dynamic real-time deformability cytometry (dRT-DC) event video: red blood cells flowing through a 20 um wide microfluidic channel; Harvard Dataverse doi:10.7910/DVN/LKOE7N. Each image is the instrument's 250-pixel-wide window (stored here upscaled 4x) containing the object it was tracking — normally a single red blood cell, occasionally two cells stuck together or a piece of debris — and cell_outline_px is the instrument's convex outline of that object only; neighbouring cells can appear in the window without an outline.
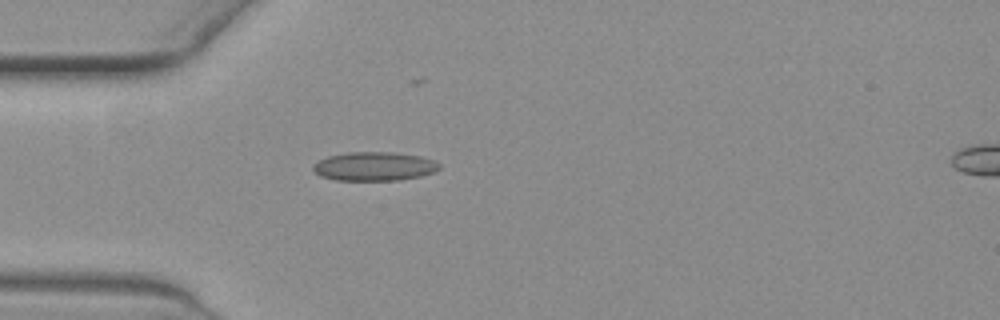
{"species": "common noctule bat (a hibernating species)", "species_latin": "Nyctalus noctula", "temperature_condition": "warm", "stored_images_in_passage": 38, "camera_frame_rate_fps": 3000, "um_per_image_px": 0.085, "animal": {"sex": "female", "body_mass_g": 19.3, "forearm_length_mm": 54.1}, "frame": {"image": 1, "passage_image": 1, "time_ms": 0.0, "image_size_px": [1000, 320], "cell_outline_px": [[408, 176], [372, 180], [352, 180], [328, 176], [320, 172], [344, 156], [380, 156]], "centroid_in_image_um": [30.84, 14.34], "position_along_channel_um": 54.2, "area_um2": 10.64}}
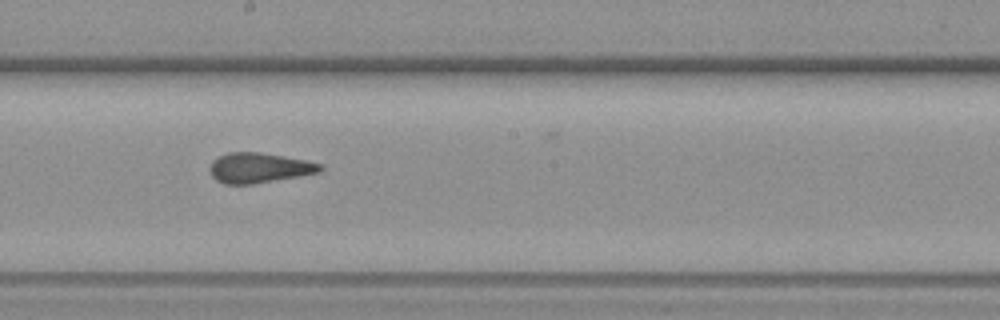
{"frame": {"image": 2, "passage_image": 17, "time_ms": 5.333, "image_size_px": [1000, 320], "cell_outline_px": [[320, 168], [308, 172], [256, 180], [224, 180], [216, 176], [212, 168], [220, 160], [228, 156], [264, 156], [292, 160], [312, 164]], "centroid_in_image_um": [21.98, 14.27], "position_along_channel_um": 226.2, "area_um2": 13.58}}
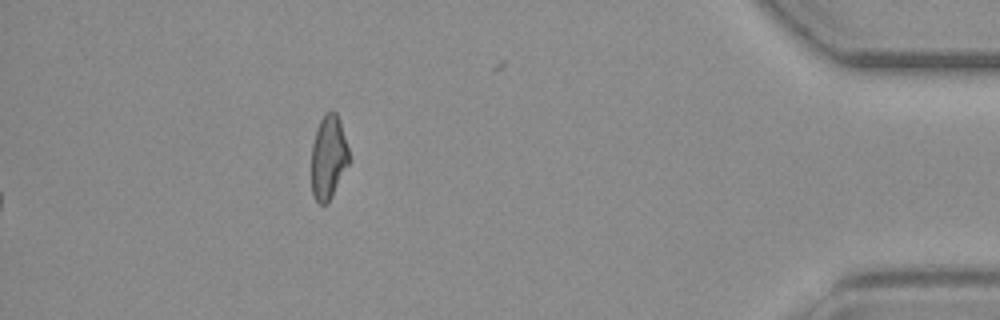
{"frame": {"image": 3, "passage_image": 38, "time_ms": 12.333, "image_size_px": [1000, 320], "cell_outline_px": [[348, 160], [328, 196], [316, 196], [312, 188], [312, 156], [316, 140], [320, 128], [324, 120], [336, 116], [348, 152]], "centroid_in_image_um": [27.9, 13.37], "position_along_channel_um": 407.3, "area_um2": 14.68}, "authors_computed_cell_mechanics": {"area_um2": 13.9876, "velocity_mm_per_s": 3.374, "shape_relaxation_time_tau1_ms": null, "shape_relaxation_time_tau2_ms": 3.4811, "deformation_change_tau1": null, "deformation_change_tau2": 0.0322}}